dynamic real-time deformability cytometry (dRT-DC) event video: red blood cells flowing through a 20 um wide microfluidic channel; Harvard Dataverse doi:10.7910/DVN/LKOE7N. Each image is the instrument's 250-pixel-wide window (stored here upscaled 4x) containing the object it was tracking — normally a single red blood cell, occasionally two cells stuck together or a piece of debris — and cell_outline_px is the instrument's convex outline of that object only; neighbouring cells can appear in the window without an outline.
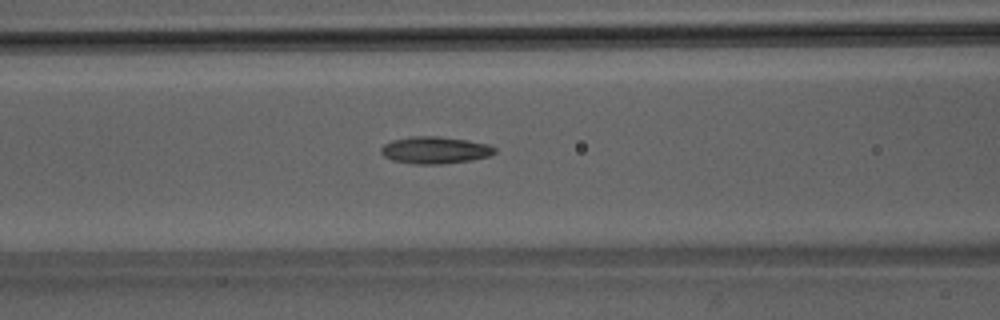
{"species": "Egyptian fruit bat (a non-hibernating species)", "species_latin": "Rousettus aegyptiacus", "temperature_condition": "room temperature", "stored_images_in_passage": 39, "camera_frame_rate_fps": 3000, "um_per_image_px": 0.085, "animal": {"sex": "male"}, "frame": {"image": 1, "passage_image": 10, "time_ms": 3.0, "image_size_px": [1000, 320], "cell_outline_px": [[496, 152], [488, 156], [468, 160], [440, 164], [416, 164], [392, 160], [384, 156], [380, 152], [380, 148], [384, 144], [392, 140], [412, 136], [440, 136], [468, 140], [488, 144], [496, 148]], "centroid_in_image_um": [36.95, 12.75], "position_along_channel_um": 129.6, "area_um2": 17.86}}
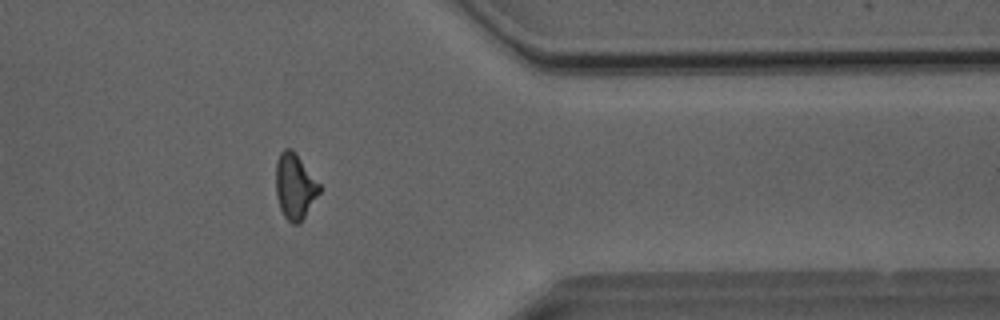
{"frame": {"image": 2, "passage_image": 30, "time_ms": 9.667, "image_size_px": [1000, 320], "cell_outline_px": [[320, 192], [300, 224], [292, 224], [284, 216], [280, 208], [276, 196], [276, 160], [280, 152], [284, 148], [292, 148], [296, 152], [320, 184]], "centroid_in_image_um": [25.06, 15.82], "position_along_channel_um": 386.3, "area_um2": 16.82}}
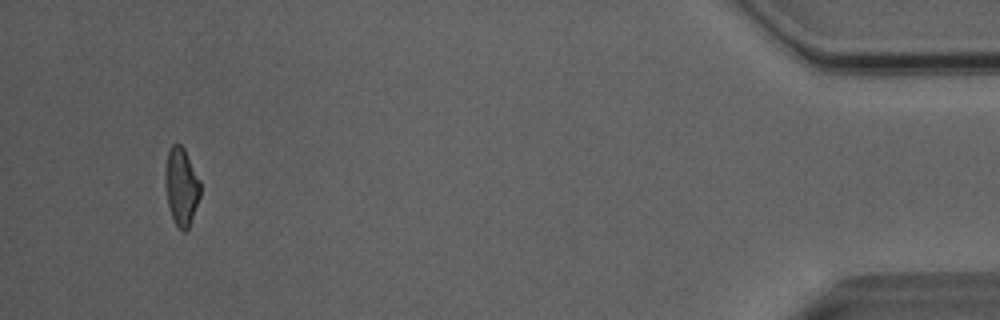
{"frame": {"image": 3, "passage_image": 37, "time_ms": 12.0, "image_size_px": [1000, 320], "cell_outline_px": [[200, 196], [188, 228], [184, 232], [172, 220], [168, 204], [164, 184], [164, 172], [168, 152], [172, 144], [180, 144], [184, 148], [200, 180]], "centroid_in_image_um": [15.4, 15.84], "position_along_channel_um": 419.8, "area_um2": 15.9}, "authors_computed_cell_mechanics": {"area_um2": 16.762, "velocity_mm_per_s": 4.0623, "shape_relaxation_time_tau1_ms": 7.1532, "shape_relaxation_time_tau2_ms": 3.7041, "deformation_change_tau1": 0.2063, "deformation_change_tau2": 0.1294}}